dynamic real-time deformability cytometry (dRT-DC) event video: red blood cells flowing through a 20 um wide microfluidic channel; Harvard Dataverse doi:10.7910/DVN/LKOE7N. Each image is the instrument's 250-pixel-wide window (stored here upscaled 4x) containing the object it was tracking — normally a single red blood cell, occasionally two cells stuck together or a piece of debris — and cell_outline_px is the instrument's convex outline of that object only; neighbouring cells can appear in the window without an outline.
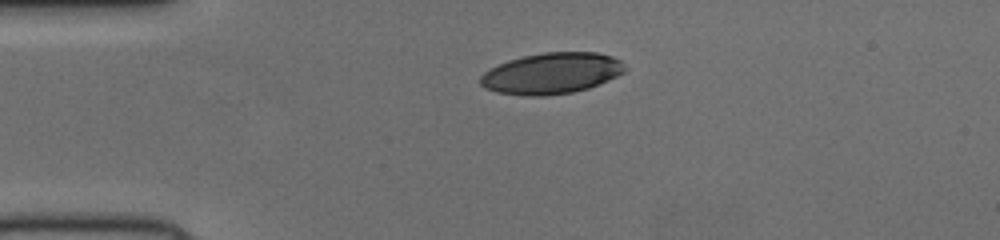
{"species": "human", "species_latin": "Homo sapiens", "temperature_condition": "cold", "stored_images_in_passage": 40, "camera_frame_rate_fps": 3000, "um_per_image_px": 0.085, "donor": {"sex": "female"}, "frame": {"image": 1, "passage_image": 1, "time_ms": 0.0, "image_size_px": [1000, 240], "cell_outline_px": [[628, 68], [624, 72], [608, 80], [588, 88], [572, 92], [544, 96], [528, 96], [496, 92], [484, 88], [480, 84], [480, 76], [488, 68], [508, 60], [524, 56], [544, 52], [596, 52], [612, 56], [620, 60]], "centroid_in_image_um": [46.87, 6.23], "position_along_channel_um": 38.1, "area_um2": 34.74}}
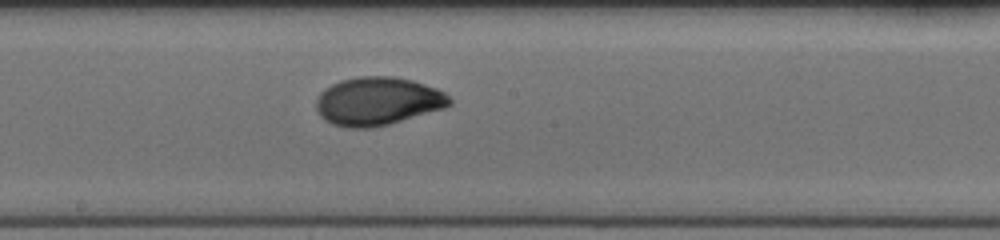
{"frame": {"image": 2, "passage_image": 17, "time_ms": 5.333, "image_size_px": [1000, 240], "cell_outline_px": [[452, 104], [444, 108], [388, 124], [372, 128], [344, 128], [332, 124], [324, 120], [316, 112], [316, 100], [320, 92], [324, 88], [340, 80], [360, 76], [392, 76], [412, 80], [436, 88], [444, 92], [452, 100]], "centroid_in_image_um": [32.06, 8.61], "position_along_channel_um": 216.1, "area_um2": 37.69}}
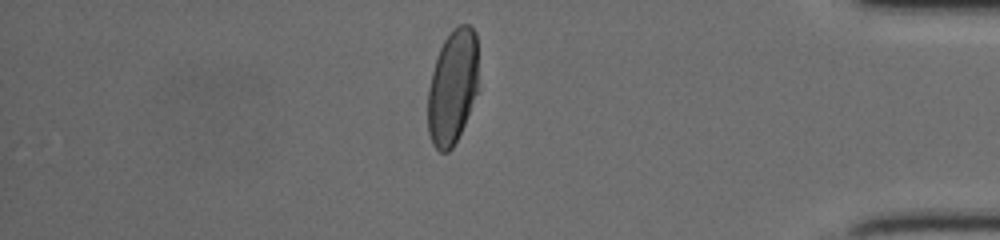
{"frame": {"image": 3, "passage_image": 33, "time_ms": 10.667, "image_size_px": [1000, 240], "cell_outline_px": [[476, 92], [464, 124], [452, 148], [448, 152], [440, 152], [432, 144], [428, 132], [428, 88], [436, 56], [444, 40], [460, 24], [468, 24], [476, 32]], "centroid_in_image_um": [38.43, 7.42], "position_along_channel_um": 396.8, "area_um2": 33.18}}